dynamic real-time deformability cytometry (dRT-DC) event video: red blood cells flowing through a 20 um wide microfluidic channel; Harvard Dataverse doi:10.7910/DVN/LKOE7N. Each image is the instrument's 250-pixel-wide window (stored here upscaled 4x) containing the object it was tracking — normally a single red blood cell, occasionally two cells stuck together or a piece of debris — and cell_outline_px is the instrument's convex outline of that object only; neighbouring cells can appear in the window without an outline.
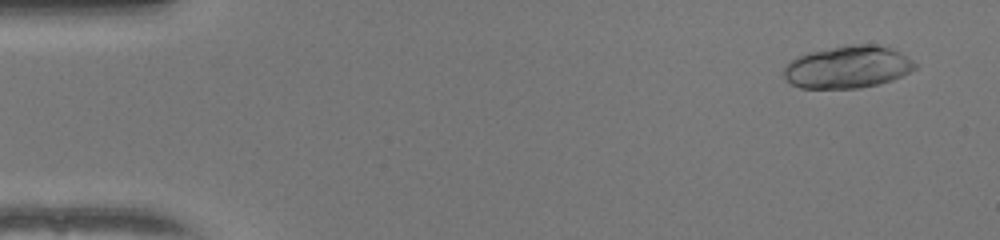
{"species": "human", "species_latin": "Homo sapiens", "temperature_condition": "warm", "stored_images_in_passage": 51, "camera_frame_rate_fps": 3000, "um_per_image_px": 0.085, "donor": {"sex": "female"}, "frame": {"image": 1, "passage_image": 3, "time_ms": 0.667, "image_size_px": [1000, 240], "cell_outline_px": [[916, 68], [892, 80], [880, 84], [860, 88], [800, 88], [792, 84], [784, 76], [784, 68], [796, 56], [808, 52], [848, 44], [872, 44], [892, 48], [900, 52], [912, 60], [916, 64]], "centroid_in_image_um": [72.05, 5.69], "position_along_channel_um": 12.9, "area_um2": 32.37}}
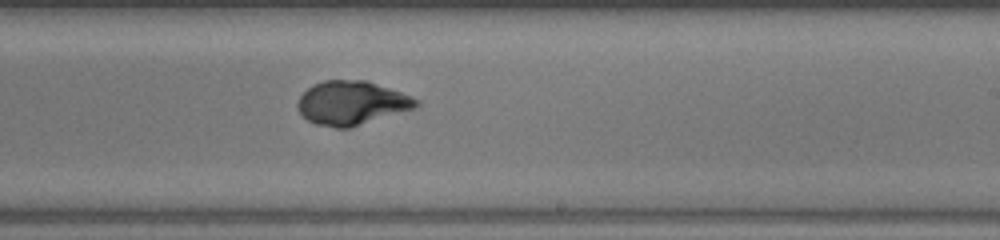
{"frame": {"image": 2, "passage_image": 31, "time_ms": 10.0, "image_size_px": [1000, 240], "cell_outline_px": [[420, 104], [416, 108], [348, 128], [336, 128], [316, 124], [300, 116], [296, 108], [296, 104], [300, 96], [312, 84], [324, 80], [364, 80], [412, 96], [420, 100]], "centroid_in_image_um": [29.86, 8.76], "position_along_channel_um": 259.1, "area_um2": 30.35}}
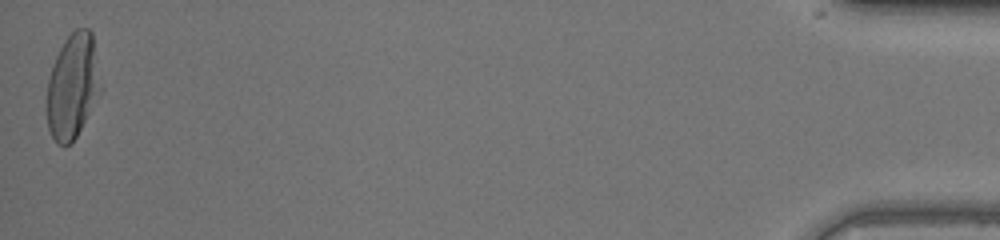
{"frame": {"image": 3, "passage_image": 51, "time_ms": 16.667, "image_size_px": [1000, 240], "cell_outline_px": [[100, 92], [72, 144], [64, 148], [56, 144], [48, 128], [48, 80], [56, 56], [64, 40], [76, 28], [88, 28], [92, 32], [100, 88]], "centroid_in_image_um": [6.15, 7.36], "position_along_channel_um": 429.0, "area_um2": 32.19}, "authors_computed_cell_mechanics": {"area_um2": 30.4606, "velocity_mm_per_s": 4.0391, "shape_relaxation_time_tau1_ms": 4.2476, "shape_relaxation_time_tau2_ms": null, "deformation_change_tau1": 0.2593, "deformation_change_tau2": null}}